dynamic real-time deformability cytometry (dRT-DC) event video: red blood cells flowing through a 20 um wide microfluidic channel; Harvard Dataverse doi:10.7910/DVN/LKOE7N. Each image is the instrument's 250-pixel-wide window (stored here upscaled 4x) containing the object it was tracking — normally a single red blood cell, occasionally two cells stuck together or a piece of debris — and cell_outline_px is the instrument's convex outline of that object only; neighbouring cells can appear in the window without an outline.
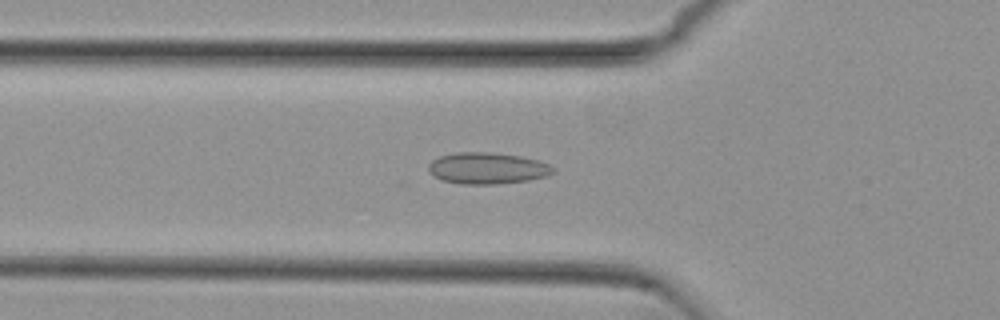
{"species": "common noctule bat (a hibernating species)", "species_latin": "Nyctalus noctula", "temperature_condition": "cold", "stored_images_in_passage": 50, "camera_frame_rate_fps": 3000, "um_per_image_px": 0.085, "animal": {"sex": "female", "body_mass_g": 29.2, "forearm_length_mm": 56.3}, "frame": {"image": 1, "passage_image": 15, "time_ms": 4.667, "image_size_px": [1000, 320], "cell_outline_px": [[556, 168], [548, 176], [528, 180], [496, 184], [460, 184], [444, 180], [428, 172], [428, 164], [432, 160], [440, 156], [456, 152], [488, 152], [520, 156], [536, 160], [548, 164]], "centroid_in_image_um": [41.41, 14.3], "position_along_channel_um": 84.4, "area_um2": 22.72}}
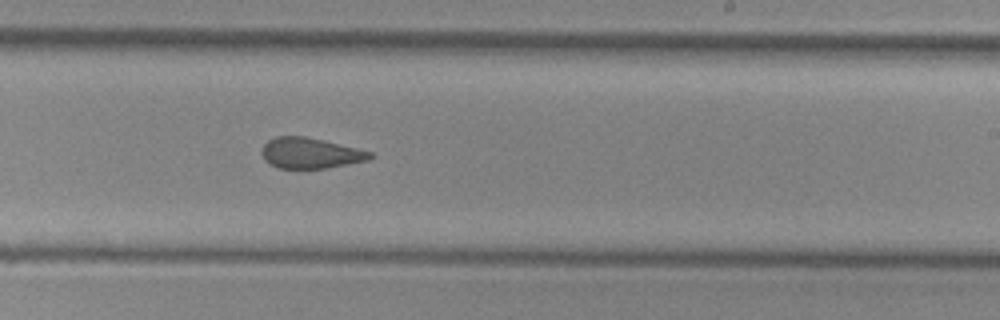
{"frame": {"image": 2, "passage_image": 29, "time_ms": 9.333, "image_size_px": [1000, 320], "cell_outline_px": [[376, 156], [368, 160], [348, 164], [324, 168], [280, 168], [264, 160], [260, 152], [264, 144], [268, 140], [276, 136], [304, 136], [324, 140], [372, 152]], "centroid_in_image_um": [26.38, 13.0], "position_along_channel_um": 262.6, "area_um2": 19.31}}
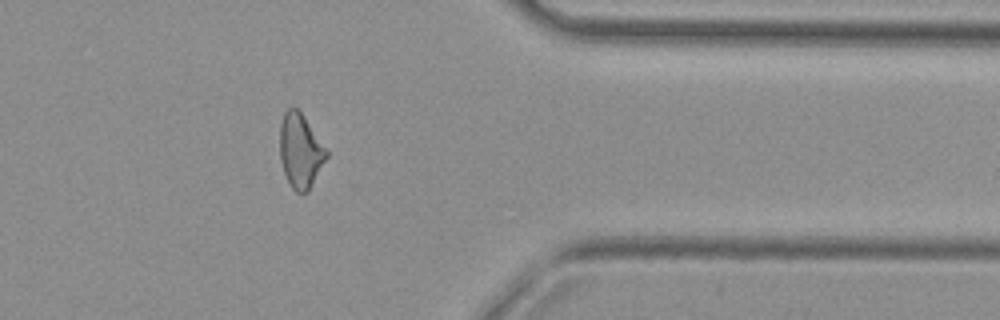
{"frame": {"image": 3, "passage_image": 40, "time_ms": 13.0, "image_size_px": [1000, 320], "cell_outline_px": [[328, 156], [308, 192], [296, 192], [292, 188], [284, 172], [280, 160], [280, 124], [284, 112], [288, 108], [296, 108], [300, 112], [328, 152]], "centroid_in_image_um": [25.51, 12.84], "position_along_channel_um": 385.9, "area_um2": 19.77}, "authors_computed_cell_mechanics": {"area_um2": 20.6924, "velocity_mm_per_s": 3.8056, "shape_relaxation_time_tau1_ms": null, "shape_relaxation_time_tau2_ms": 2.1449, "deformation_change_tau1": null, "deformation_change_tau2": 0.108}}